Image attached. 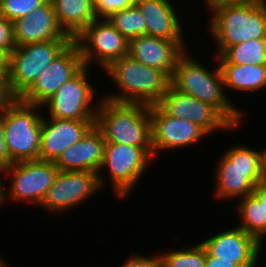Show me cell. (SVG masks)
<instances>
[{
	"instance_id": "obj_1",
	"label": "cell",
	"mask_w": 266,
	"mask_h": 267,
	"mask_svg": "<svg viewBox=\"0 0 266 267\" xmlns=\"http://www.w3.org/2000/svg\"><path fill=\"white\" fill-rule=\"evenodd\" d=\"M208 9L212 13L209 29L217 43V56L233 45L266 38V0L220 2Z\"/></svg>"
},
{
	"instance_id": "obj_2",
	"label": "cell",
	"mask_w": 266,
	"mask_h": 267,
	"mask_svg": "<svg viewBox=\"0 0 266 267\" xmlns=\"http://www.w3.org/2000/svg\"><path fill=\"white\" fill-rule=\"evenodd\" d=\"M216 67L210 71L187 53L179 57L171 78V85L185 94L214 107L233 127L242 122V112L226 97L224 78L216 58Z\"/></svg>"
},
{
	"instance_id": "obj_3",
	"label": "cell",
	"mask_w": 266,
	"mask_h": 267,
	"mask_svg": "<svg viewBox=\"0 0 266 267\" xmlns=\"http://www.w3.org/2000/svg\"><path fill=\"white\" fill-rule=\"evenodd\" d=\"M104 71L120 90V93L113 92L104 98L117 103L156 105L171 85V78L166 73L146 66L129 55L112 62Z\"/></svg>"
},
{
	"instance_id": "obj_4",
	"label": "cell",
	"mask_w": 266,
	"mask_h": 267,
	"mask_svg": "<svg viewBox=\"0 0 266 267\" xmlns=\"http://www.w3.org/2000/svg\"><path fill=\"white\" fill-rule=\"evenodd\" d=\"M97 108L94 126L106 143L152 146L149 106L103 98Z\"/></svg>"
},
{
	"instance_id": "obj_5",
	"label": "cell",
	"mask_w": 266,
	"mask_h": 267,
	"mask_svg": "<svg viewBox=\"0 0 266 267\" xmlns=\"http://www.w3.org/2000/svg\"><path fill=\"white\" fill-rule=\"evenodd\" d=\"M224 153L216 166L214 196L231 201L253 193L255 186L264 181L263 151L238 145Z\"/></svg>"
},
{
	"instance_id": "obj_6",
	"label": "cell",
	"mask_w": 266,
	"mask_h": 267,
	"mask_svg": "<svg viewBox=\"0 0 266 267\" xmlns=\"http://www.w3.org/2000/svg\"><path fill=\"white\" fill-rule=\"evenodd\" d=\"M38 108L19 98L4 112L5 143L14 163L39 159L43 114Z\"/></svg>"
},
{
	"instance_id": "obj_7",
	"label": "cell",
	"mask_w": 266,
	"mask_h": 267,
	"mask_svg": "<svg viewBox=\"0 0 266 267\" xmlns=\"http://www.w3.org/2000/svg\"><path fill=\"white\" fill-rule=\"evenodd\" d=\"M152 158V146L106 143L103 162L98 173L100 187L102 188L104 184L100 172L107 167L114 192L119 198H125L133 190L135 184L137 185L143 172L146 173V168Z\"/></svg>"
},
{
	"instance_id": "obj_8",
	"label": "cell",
	"mask_w": 266,
	"mask_h": 267,
	"mask_svg": "<svg viewBox=\"0 0 266 267\" xmlns=\"http://www.w3.org/2000/svg\"><path fill=\"white\" fill-rule=\"evenodd\" d=\"M72 41L73 39H54L17 46L7 56L6 75L13 92L20 98L34 84L39 73Z\"/></svg>"
},
{
	"instance_id": "obj_9",
	"label": "cell",
	"mask_w": 266,
	"mask_h": 267,
	"mask_svg": "<svg viewBox=\"0 0 266 267\" xmlns=\"http://www.w3.org/2000/svg\"><path fill=\"white\" fill-rule=\"evenodd\" d=\"M58 172L55 162L36 159L13 163L2 171L10 174L11 178L8 192L4 186V201L11 197L12 200L28 201L40 206Z\"/></svg>"
},
{
	"instance_id": "obj_10",
	"label": "cell",
	"mask_w": 266,
	"mask_h": 267,
	"mask_svg": "<svg viewBox=\"0 0 266 267\" xmlns=\"http://www.w3.org/2000/svg\"><path fill=\"white\" fill-rule=\"evenodd\" d=\"M74 41L87 67L95 60L106 69L112 62L128 55L129 41L108 19L93 20Z\"/></svg>"
},
{
	"instance_id": "obj_11",
	"label": "cell",
	"mask_w": 266,
	"mask_h": 267,
	"mask_svg": "<svg viewBox=\"0 0 266 267\" xmlns=\"http://www.w3.org/2000/svg\"><path fill=\"white\" fill-rule=\"evenodd\" d=\"M88 68L84 66L75 76L62 84L56 93L41 105V107H49L48 114H50L51 118L95 120L98 108H92L90 103L93 101L92 99L95 96L94 92L96 91L88 81Z\"/></svg>"
},
{
	"instance_id": "obj_12",
	"label": "cell",
	"mask_w": 266,
	"mask_h": 267,
	"mask_svg": "<svg viewBox=\"0 0 266 267\" xmlns=\"http://www.w3.org/2000/svg\"><path fill=\"white\" fill-rule=\"evenodd\" d=\"M84 67L77 43L73 40L49 66L39 73L34 84L20 97L29 104L42 105L58 88Z\"/></svg>"
},
{
	"instance_id": "obj_13",
	"label": "cell",
	"mask_w": 266,
	"mask_h": 267,
	"mask_svg": "<svg viewBox=\"0 0 266 267\" xmlns=\"http://www.w3.org/2000/svg\"><path fill=\"white\" fill-rule=\"evenodd\" d=\"M101 189L98 174L91 171H60L39 207L63 212L85 202Z\"/></svg>"
},
{
	"instance_id": "obj_14",
	"label": "cell",
	"mask_w": 266,
	"mask_h": 267,
	"mask_svg": "<svg viewBox=\"0 0 266 267\" xmlns=\"http://www.w3.org/2000/svg\"><path fill=\"white\" fill-rule=\"evenodd\" d=\"M153 157L161 150L187 147L209 135L202 127L187 119L170 117L157 104L149 106Z\"/></svg>"
},
{
	"instance_id": "obj_15",
	"label": "cell",
	"mask_w": 266,
	"mask_h": 267,
	"mask_svg": "<svg viewBox=\"0 0 266 267\" xmlns=\"http://www.w3.org/2000/svg\"><path fill=\"white\" fill-rule=\"evenodd\" d=\"M157 105L170 117L196 123L208 134L219 129L231 131L235 129L214 107L178 91L172 85Z\"/></svg>"
},
{
	"instance_id": "obj_16",
	"label": "cell",
	"mask_w": 266,
	"mask_h": 267,
	"mask_svg": "<svg viewBox=\"0 0 266 267\" xmlns=\"http://www.w3.org/2000/svg\"><path fill=\"white\" fill-rule=\"evenodd\" d=\"M48 120V121H47ZM95 120L54 119L42 116L39 159L56 162L62 153L94 126Z\"/></svg>"
},
{
	"instance_id": "obj_17",
	"label": "cell",
	"mask_w": 266,
	"mask_h": 267,
	"mask_svg": "<svg viewBox=\"0 0 266 267\" xmlns=\"http://www.w3.org/2000/svg\"><path fill=\"white\" fill-rule=\"evenodd\" d=\"M201 243L214 257L232 260L242 267L257 266L261 244L238 226L215 234Z\"/></svg>"
},
{
	"instance_id": "obj_18",
	"label": "cell",
	"mask_w": 266,
	"mask_h": 267,
	"mask_svg": "<svg viewBox=\"0 0 266 267\" xmlns=\"http://www.w3.org/2000/svg\"><path fill=\"white\" fill-rule=\"evenodd\" d=\"M185 43L142 35L129 40L128 55L172 78L177 60L187 50Z\"/></svg>"
},
{
	"instance_id": "obj_19",
	"label": "cell",
	"mask_w": 266,
	"mask_h": 267,
	"mask_svg": "<svg viewBox=\"0 0 266 267\" xmlns=\"http://www.w3.org/2000/svg\"><path fill=\"white\" fill-rule=\"evenodd\" d=\"M16 46L46 42L54 39H72L60 27L51 0L29 15L13 21Z\"/></svg>"
},
{
	"instance_id": "obj_20",
	"label": "cell",
	"mask_w": 266,
	"mask_h": 267,
	"mask_svg": "<svg viewBox=\"0 0 266 267\" xmlns=\"http://www.w3.org/2000/svg\"><path fill=\"white\" fill-rule=\"evenodd\" d=\"M106 141L93 126L80 141L66 149L55 162L60 171H91L99 173Z\"/></svg>"
},
{
	"instance_id": "obj_21",
	"label": "cell",
	"mask_w": 266,
	"mask_h": 267,
	"mask_svg": "<svg viewBox=\"0 0 266 267\" xmlns=\"http://www.w3.org/2000/svg\"><path fill=\"white\" fill-rule=\"evenodd\" d=\"M147 24V35L170 41H184L181 23L168 0H135Z\"/></svg>"
},
{
	"instance_id": "obj_22",
	"label": "cell",
	"mask_w": 266,
	"mask_h": 267,
	"mask_svg": "<svg viewBox=\"0 0 266 267\" xmlns=\"http://www.w3.org/2000/svg\"><path fill=\"white\" fill-rule=\"evenodd\" d=\"M57 21L73 40L95 19L94 0H51Z\"/></svg>"
},
{
	"instance_id": "obj_23",
	"label": "cell",
	"mask_w": 266,
	"mask_h": 267,
	"mask_svg": "<svg viewBox=\"0 0 266 267\" xmlns=\"http://www.w3.org/2000/svg\"><path fill=\"white\" fill-rule=\"evenodd\" d=\"M225 88L258 91L266 87V65L219 63Z\"/></svg>"
},
{
	"instance_id": "obj_24",
	"label": "cell",
	"mask_w": 266,
	"mask_h": 267,
	"mask_svg": "<svg viewBox=\"0 0 266 267\" xmlns=\"http://www.w3.org/2000/svg\"><path fill=\"white\" fill-rule=\"evenodd\" d=\"M236 207L241 219V224L238 227L253 236L262 245V240L266 236L264 204L254 193H251L248 196L239 198V203Z\"/></svg>"
},
{
	"instance_id": "obj_25",
	"label": "cell",
	"mask_w": 266,
	"mask_h": 267,
	"mask_svg": "<svg viewBox=\"0 0 266 267\" xmlns=\"http://www.w3.org/2000/svg\"><path fill=\"white\" fill-rule=\"evenodd\" d=\"M218 63H234L239 65H266V38L252 39L229 47Z\"/></svg>"
},
{
	"instance_id": "obj_26",
	"label": "cell",
	"mask_w": 266,
	"mask_h": 267,
	"mask_svg": "<svg viewBox=\"0 0 266 267\" xmlns=\"http://www.w3.org/2000/svg\"><path fill=\"white\" fill-rule=\"evenodd\" d=\"M107 19L128 41L138 36L147 35L146 20L136 4L117 11Z\"/></svg>"
},
{
	"instance_id": "obj_27",
	"label": "cell",
	"mask_w": 266,
	"mask_h": 267,
	"mask_svg": "<svg viewBox=\"0 0 266 267\" xmlns=\"http://www.w3.org/2000/svg\"><path fill=\"white\" fill-rule=\"evenodd\" d=\"M161 267H205L206 249L201 242L180 250L159 254Z\"/></svg>"
},
{
	"instance_id": "obj_28",
	"label": "cell",
	"mask_w": 266,
	"mask_h": 267,
	"mask_svg": "<svg viewBox=\"0 0 266 267\" xmlns=\"http://www.w3.org/2000/svg\"><path fill=\"white\" fill-rule=\"evenodd\" d=\"M47 0H0V14L11 22L29 15Z\"/></svg>"
},
{
	"instance_id": "obj_29",
	"label": "cell",
	"mask_w": 266,
	"mask_h": 267,
	"mask_svg": "<svg viewBox=\"0 0 266 267\" xmlns=\"http://www.w3.org/2000/svg\"><path fill=\"white\" fill-rule=\"evenodd\" d=\"M135 0H94V11L98 19H107L112 14L132 7Z\"/></svg>"
},
{
	"instance_id": "obj_30",
	"label": "cell",
	"mask_w": 266,
	"mask_h": 267,
	"mask_svg": "<svg viewBox=\"0 0 266 267\" xmlns=\"http://www.w3.org/2000/svg\"><path fill=\"white\" fill-rule=\"evenodd\" d=\"M13 32V22L0 14V51L6 56L16 48Z\"/></svg>"
},
{
	"instance_id": "obj_31",
	"label": "cell",
	"mask_w": 266,
	"mask_h": 267,
	"mask_svg": "<svg viewBox=\"0 0 266 267\" xmlns=\"http://www.w3.org/2000/svg\"><path fill=\"white\" fill-rule=\"evenodd\" d=\"M19 97L13 92L7 75H0V113L10 108Z\"/></svg>"
},
{
	"instance_id": "obj_32",
	"label": "cell",
	"mask_w": 266,
	"mask_h": 267,
	"mask_svg": "<svg viewBox=\"0 0 266 267\" xmlns=\"http://www.w3.org/2000/svg\"><path fill=\"white\" fill-rule=\"evenodd\" d=\"M121 267H161V259L159 255L147 258L140 254H134L130 258H127Z\"/></svg>"
},
{
	"instance_id": "obj_33",
	"label": "cell",
	"mask_w": 266,
	"mask_h": 267,
	"mask_svg": "<svg viewBox=\"0 0 266 267\" xmlns=\"http://www.w3.org/2000/svg\"><path fill=\"white\" fill-rule=\"evenodd\" d=\"M14 162L10 159L4 133V113H0V168L3 170Z\"/></svg>"
},
{
	"instance_id": "obj_34",
	"label": "cell",
	"mask_w": 266,
	"mask_h": 267,
	"mask_svg": "<svg viewBox=\"0 0 266 267\" xmlns=\"http://www.w3.org/2000/svg\"><path fill=\"white\" fill-rule=\"evenodd\" d=\"M205 267H242L239 264L233 263L232 260H225L219 257H214L206 251Z\"/></svg>"
},
{
	"instance_id": "obj_35",
	"label": "cell",
	"mask_w": 266,
	"mask_h": 267,
	"mask_svg": "<svg viewBox=\"0 0 266 267\" xmlns=\"http://www.w3.org/2000/svg\"><path fill=\"white\" fill-rule=\"evenodd\" d=\"M253 193L259 198L262 204H264V209L266 212V182L263 181L255 186Z\"/></svg>"
},
{
	"instance_id": "obj_36",
	"label": "cell",
	"mask_w": 266,
	"mask_h": 267,
	"mask_svg": "<svg viewBox=\"0 0 266 267\" xmlns=\"http://www.w3.org/2000/svg\"><path fill=\"white\" fill-rule=\"evenodd\" d=\"M259 0H205L207 7L209 8L211 5L220 3V2H256Z\"/></svg>"
},
{
	"instance_id": "obj_37",
	"label": "cell",
	"mask_w": 266,
	"mask_h": 267,
	"mask_svg": "<svg viewBox=\"0 0 266 267\" xmlns=\"http://www.w3.org/2000/svg\"><path fill=\"white\" fill-rule=\"evenodd\" d=\"M0 69H7V56L0 51Z\"/></svg>"
},
{
	"instance_id": "obj_38",
	"label": "cell",
	"mask_w": 266,
	"mask_h": 267,
	"mask_svg": "<svg viewBox=\"0 0 266 267\" xmlns=\"http://www.w3.org/2000/svg\"><path fill=\"white\" fill-rule=\"evenodd\" d=\"M263 160H264V181L266 182V149L263 150Z\"/></svg>"
},
{
	"instance_id": "obj_39",
	"label": "cell",
	"mask_w": 266,
	"mask_h": 267,
	"mask_svg": "<svg viewBox=\"0 0 266 267\" xmlns=\"http://www.w3.org/2000/svg\"><path fill=\"white\" fill-rule=\"evenodd\" d=\"M0 267H8V264L5 263L4 260H2V257H0Z\"/></svg>"
},
{
	"instance_id": "obj_40",
	"label": "cell",
	"mask_w": 266,
	"mask_h": 267,
	"mask_svg": "<svg viewBox=\"0 0 266 267\" xmlns=\"http://www.w3.org/2000/svg\"><path fill=\"white\" fill-rule=\"evenodd\" d=\"M7 69H0V75H6Z\"/></svg>"
}]
</instances>
